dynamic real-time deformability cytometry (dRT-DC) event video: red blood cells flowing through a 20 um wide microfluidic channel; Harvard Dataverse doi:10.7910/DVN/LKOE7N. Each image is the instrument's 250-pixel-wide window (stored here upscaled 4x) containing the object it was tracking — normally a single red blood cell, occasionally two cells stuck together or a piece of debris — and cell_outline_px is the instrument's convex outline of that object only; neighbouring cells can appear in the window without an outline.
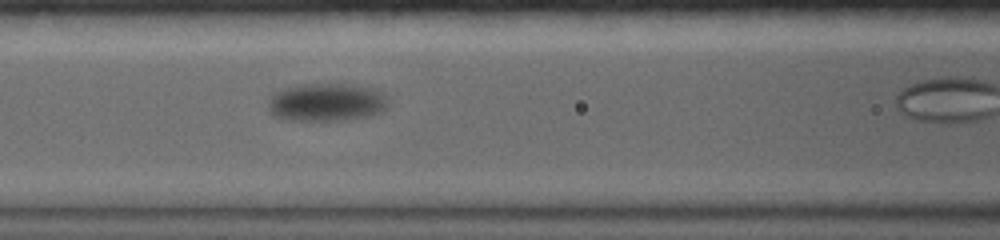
{"species": "common noctule bat (a hibernating species)", "species_latin": "Nyctalus noctula", "temperature_condition": "warm", "stored_images_in_passage": 6, "camera_frame_rate_fps": 5000, "um_per_image_px": 0.085, "animal": {"sex": "female", "body_mass_g": 19.0, "forearm_length_mm": 56.7}, "frame": {"image": 1, "passage_image": 4, "time_ms": 3.0, "image_size_px": [1000, 240], "cell_outline_px": [[372, 108], [364, 112], [344, 116], [292, 116], [280, 112], [276, 108], [276, 104], [280, 96], [288, 92], [304, 88], [356, 88], [372, 100]], "centroid_in_image_um": [27.53, 8.69], "position_along_channel_um": 139.1, "area_um2": 16.82}}
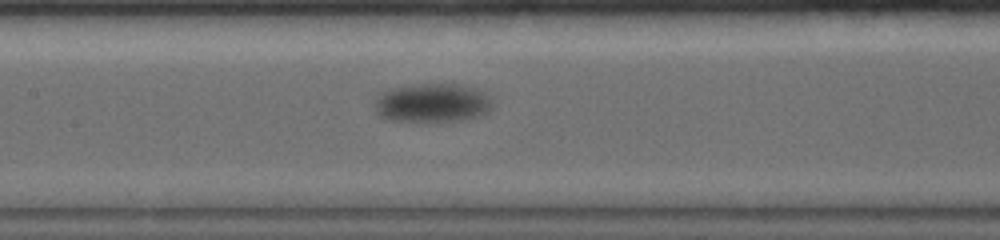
{"frame": {"image": 2, "passage_image": 5, "time_ms": 4.0, "image_size_px": [1000, 240], "cell_outline_px": [[476, 108], [472, 112], [428, 116], [384, 116], [384, 100], [392, 92], [400, 88], [420, 84], [440, 84], [468, 96], [476, 104]], "centroid_in_image_um": [36.3, 8.63], "position_along_channel_um": 171.1, "area_um2": 16.99}}